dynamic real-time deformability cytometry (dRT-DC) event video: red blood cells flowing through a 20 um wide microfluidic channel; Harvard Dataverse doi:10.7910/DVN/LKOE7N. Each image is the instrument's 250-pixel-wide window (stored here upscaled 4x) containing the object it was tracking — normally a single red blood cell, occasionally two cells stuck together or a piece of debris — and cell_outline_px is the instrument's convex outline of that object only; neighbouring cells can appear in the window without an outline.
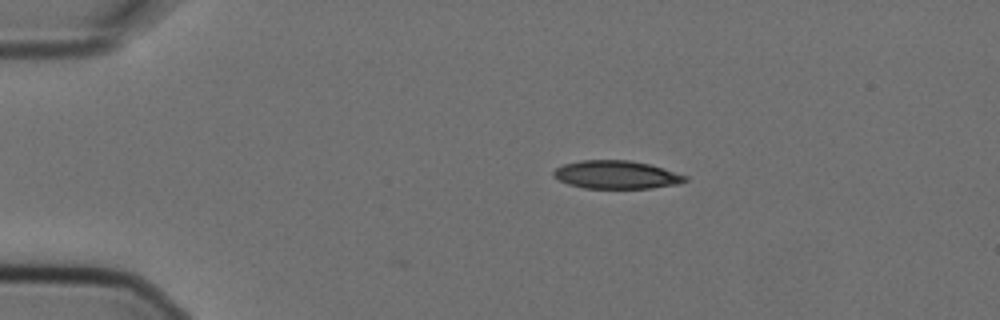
{"species": "Egyptian fruit bat (a non-hibernating species)", "species_latin": "Rousettus aegyptiacus", "temperature_condition": "cold", "stored_images_in_passage": 5, "camera_frame_rate_fps": 3000, "um_per_image_px": 0.085, "animal": {"sex": "female"}, "frame": {"image": 1, "passage_image": 1, "time_ms": 0.0, "image_size_px": [1000, 320], "cell_outline_px": [[688, 180], [680, 184], [652, 188], [584, 188], [568, 184], [552, 176], [552, 172], [556, 168], [564, 164], [580, 160], [628, 160], [648, 164], [664, 168], [688, 176]], "centroid_in_image_um": [52.41, 14.85], "position_along_channel_um": 32.6, "area_um2": 21.68}}
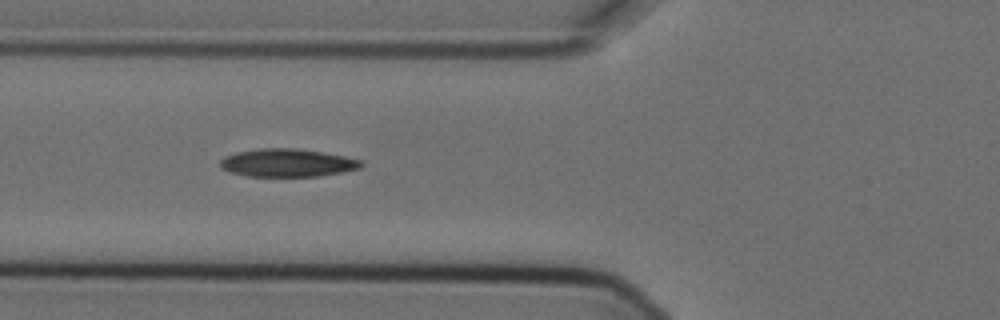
{"frame": {"image": 2, "passage_image": 4, "time_ms": 1.0, "image_size_px": [1000, 320], "cell_outline_px": [[364, 164], [360, 168], [320, 176], [244, 176], [220, 168], [220, 160], [224, 156], [236, 152], [260, 148], [296, 148], [324, 152], [364, 160]], "centroid_in_image_um": [24.43, 13.83], "position_along_channel_um": 101.4, "area_um2": 23.12}}
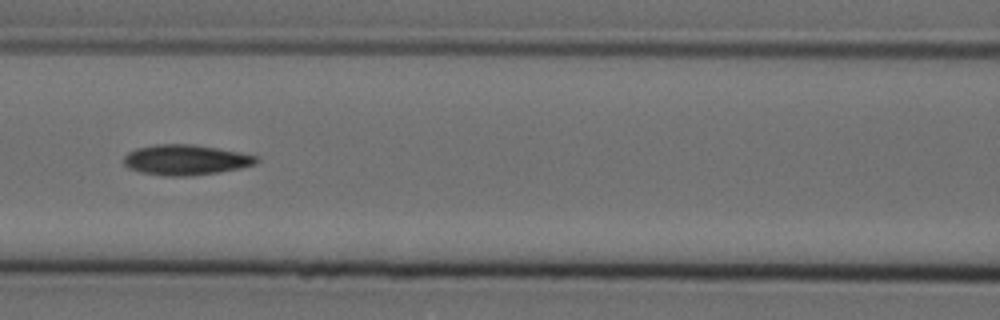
{"frame": {"image": 3, "passage_image": 5, "time_ms": 1.333, "image_size_px": [1000, 320], "cell_outline_px": [[260, 160], [256, 164], [240, 168], [192, 176], [164, 176], [140, 172], [128, 168], [124, 164], [124, 156], [128, 152], [136, 148], [156, 144], [192, 144], [240, 152], [256, 156]], "centroid_in_image_um": [15.76, 13.59], "position_along_channel_um": 150.8, "area_um2": 23.47}}